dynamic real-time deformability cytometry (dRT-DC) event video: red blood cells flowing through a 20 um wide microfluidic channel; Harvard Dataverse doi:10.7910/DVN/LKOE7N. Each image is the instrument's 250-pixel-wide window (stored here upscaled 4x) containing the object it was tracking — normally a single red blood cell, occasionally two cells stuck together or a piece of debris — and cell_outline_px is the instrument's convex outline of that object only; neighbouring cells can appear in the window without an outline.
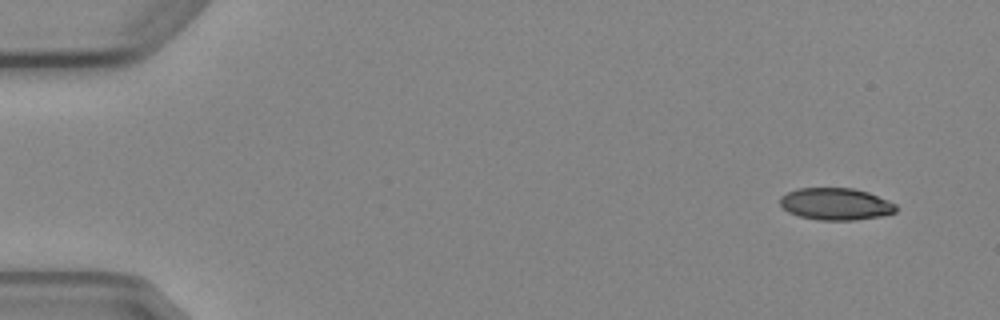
{"species": "Egyptian fruit bat (a non-hibernating species)", "species_latin": "Rousettus aegyptiacus", "temperature_condition": "cold", "stored_images_in_passage": 6, "camera_frame_rate_fps": 3000, "um_per_image_px": 0.085, "animal": {"sex": "female"}, "frame": {"image": 1, "passage_image": 1, "time_ms": 0.0, "image_size_px": [1000, 320], "cell_outline_px": [[896, 212], [880, 216], [852, 220], [816, 220], [800, 216], [788, 212], [780, 204], [780, 196], [796, 188], [852, 188], [868, 192], [896, 204]], "centroid_in_image_um": [71.01, 17.34], "position_along_channel_um": 14.0, "area_um2": 21.56}}
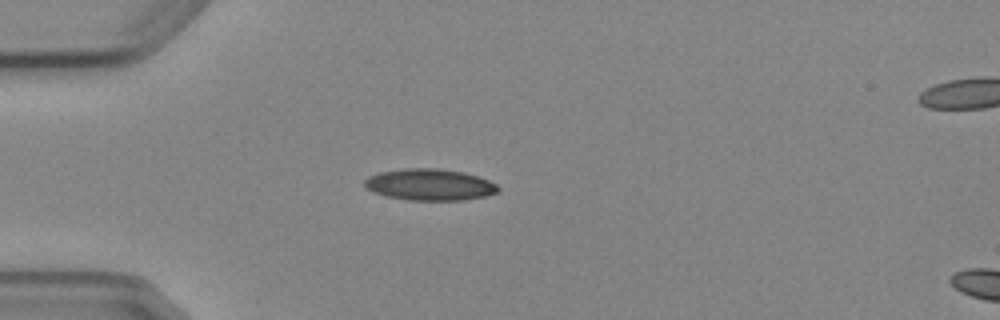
{"frame": {"image": 2, "passage_image": 4, "time_ms": 3.667, "image_size_px": [1000, 320], "cell_outline_px": [[500, 188], [496, 192], [484, 196], [464, 200], [408, 200], [388, 196], [372, 192], [364, 184], [364, 180], [368, 176], [380, 172], [404, 168], [440, 168], [464, 172], [480, 176], [496, 184]], "centroid_in_image_um": [36.53, 15.68], "position_along_channel_um": 48.5, "area_um2": 24.57}}
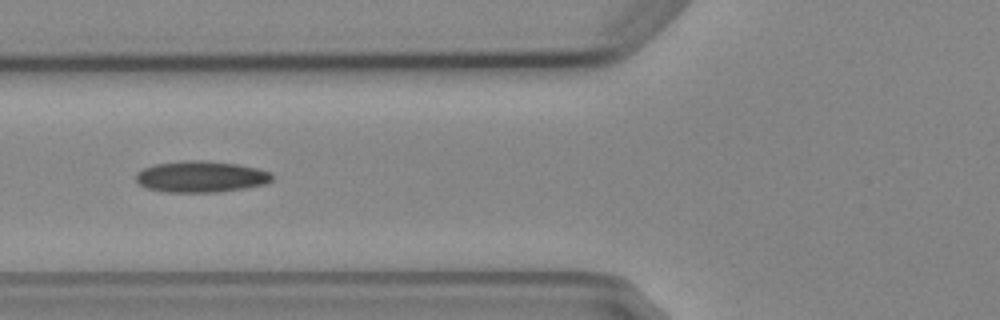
{"frame": {"image": 3, "passage_image": 6, "time_ms": 5.667, "image_size_px": [1000, 320], "cell_outline_px": [[272, 180], [268, 184], [220, 192], [168, 192], [148, 188], [140, 184], [136, 180], [136, 172], [152, 164], [184, 160], [204, 160], [236, 164], [260, 168], [272, 172]], "centroid_in_image_um": [17.11, 15.01], "position_along_channel_um": 108.7, "area_um2": 25.09}}